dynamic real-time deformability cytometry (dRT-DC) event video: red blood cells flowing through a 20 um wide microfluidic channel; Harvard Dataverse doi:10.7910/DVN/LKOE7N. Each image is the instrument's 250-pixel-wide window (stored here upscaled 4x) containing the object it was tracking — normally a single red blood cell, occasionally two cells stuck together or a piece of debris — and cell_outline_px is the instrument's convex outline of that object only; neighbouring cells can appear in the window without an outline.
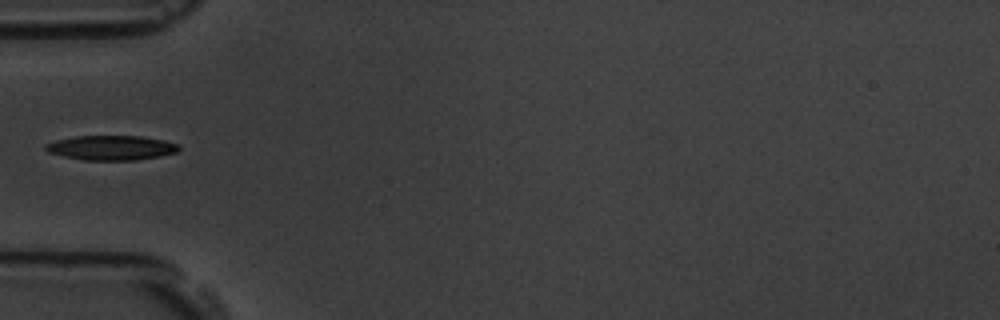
{"species": "common noctule bat (a hibernating species)", "species_latin": "Nyctalus noctula", "temperature_condition": "room temperature", "stored_images_in_passage": 7, "camera_frame_rate_fps": 3000, "um_per_image_px": 0.085, "animal": {"sex": "male", "body_mass_g": 19.5, "forearm_length_mm": 54.6}, "frame": {"image": 1, "passage_image": 6, "time_ms": 6.0, "image_size_px": [1000, 320], "cell_outline_px": [[180, 148], [176, 152], [160, 156], [136, 160], [84, 160], [64, 156], [48, 152], [44, 148], [44, 144], [56, 140], [76, 136], [140, 136], [164, 140], [180, 144]], "centroid_in_image_um": [9.46, 12.56], "position_along_channel_um": 75.5, "area_um2": 19.13}}
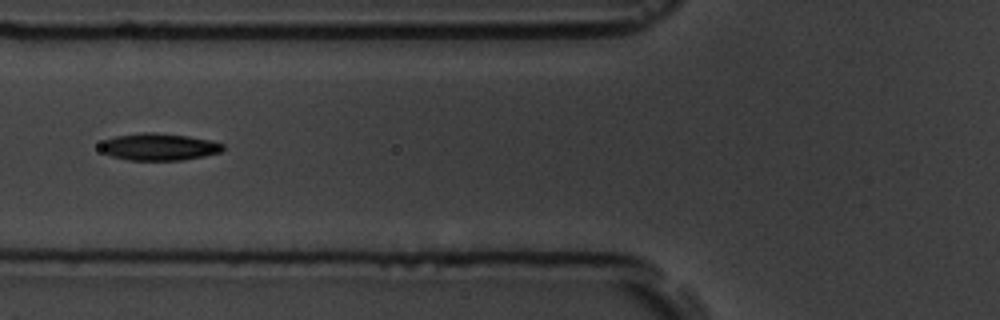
{"frame": {"image": 2, "passage_image": 7, "time_ms": 7.0, "image_size_px": [1000, 320], "cell_outline_px": [[224, 148], [220, 152], [204, 156], [180, 160], [128, 160], [112, 156], [104, 152], [100, 148], [100, 144], [104, 140], [116, 136], [144, 132], [152, 132], [188, 136], [208, 140], [224, 144]], "centroid_in_image_um": [13.5, 12.48], "position_along_channel_um": 112.3, "area_um2": 19.13}}